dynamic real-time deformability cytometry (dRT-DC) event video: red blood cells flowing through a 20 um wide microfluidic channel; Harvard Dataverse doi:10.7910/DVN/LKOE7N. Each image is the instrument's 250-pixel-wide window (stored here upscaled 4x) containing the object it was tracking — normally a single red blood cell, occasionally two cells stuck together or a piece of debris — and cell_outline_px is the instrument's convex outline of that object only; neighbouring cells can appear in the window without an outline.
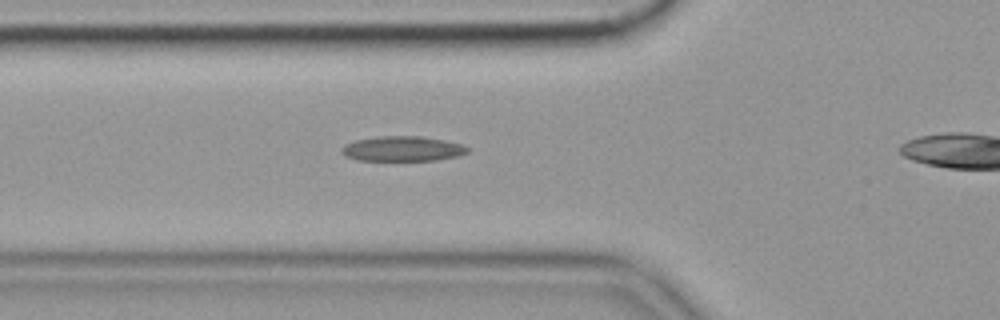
{"species": "common noctule bat (a hibernating species)", "species_latin": "Nyctalus noctula", "temperature_condition": "cold", "stored_images_in_passage": 42, "camera_frame_rate_fps": 3000, "um_per_image_px": 0.085, "animal": {"sex": "female", "body_mass_g": 19.9}, "frame": {"image": 1, "passage_image": 13, "time_ms": 4.0, "image_size_px": [1000, 320], "cell_outline_px": [[468, 152], [460, 156], [436, 160], [356, 160], [344, 156], [340, 152], [340, 148], [344, 144], [356, 140], [376, 136], [420, 136], [444, 140], [460, 144], [468, 148]], "centroid_in_image_um": [34.16, 12.64], "position_along_channel_um": 91.6, "area_um2": 18.44}}